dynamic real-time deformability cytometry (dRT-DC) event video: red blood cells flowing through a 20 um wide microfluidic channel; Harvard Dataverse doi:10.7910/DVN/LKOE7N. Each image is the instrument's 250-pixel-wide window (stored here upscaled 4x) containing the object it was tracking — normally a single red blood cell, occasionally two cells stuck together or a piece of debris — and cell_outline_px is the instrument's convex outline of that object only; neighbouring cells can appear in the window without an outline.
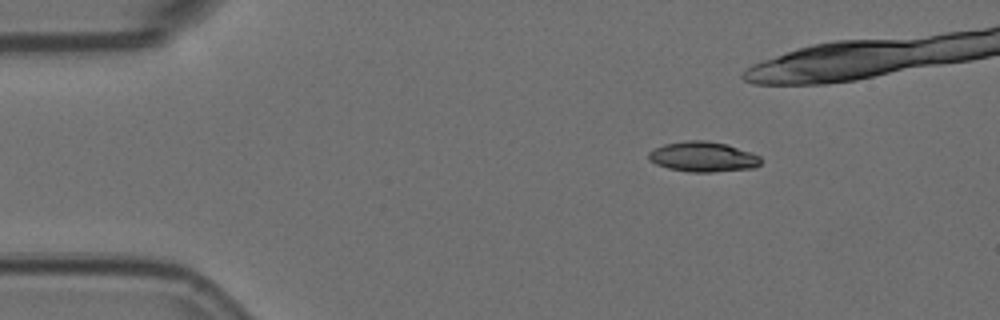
{"species": "Egyptian fruit bat (a non-hibernating species)", "species_latin": "Rousettus aegyptiacus", "temperature_condition": "room temperature", "stored_images_in_passage": 4, "camera_frame_rate_fps": 3000, "um_per_image_px": 0.085, "animal": {"sex": "female"}, "frame": {"image": 1, "passage_image": 1, "time_ms": 0.0, "image_size_px": [1000, 320], "cell_outline_px": [[760, 164], [752, 168], [712, 172], [688, 172], [668, 168], [656, 164], [648, 160], [648, 152], [664, 144], [688, 140], [708, 140], [728, 144], [752, 152], [760, 156]], "centroid_in_image_um": [59.75, 13.32], "position_along_channel_um": 25.2, "area_um2": 19.83}}